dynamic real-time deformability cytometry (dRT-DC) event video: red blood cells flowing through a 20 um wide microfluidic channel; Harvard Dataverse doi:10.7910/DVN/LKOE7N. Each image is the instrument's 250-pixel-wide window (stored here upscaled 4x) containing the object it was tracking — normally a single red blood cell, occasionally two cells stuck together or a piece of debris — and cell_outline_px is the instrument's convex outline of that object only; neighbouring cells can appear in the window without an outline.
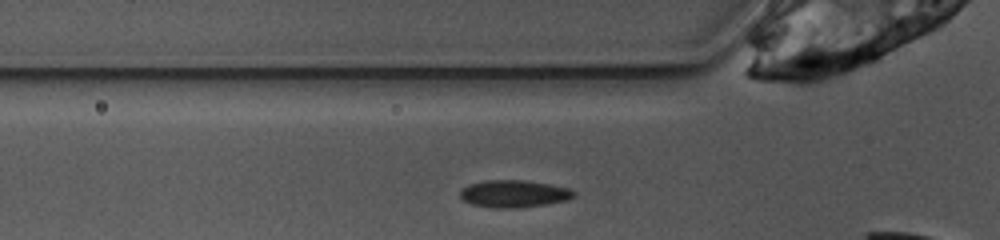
{"species": "common noctule bat (a hibernating species)", "species_latin": "Nyctalus noctula", "temperature_condition": "warm", "stored_images_in_passage": 4, "camera_frame_rate_fps": 3000, "um_per_image_px": 0.085, "animal": {"sex": "female", "body_mass_g": 10.0, "forearm_length_mm": 53.1}, "frame": {"image": 1, "passage_image": 2, "time_ms": 0.333, "image_size_px": [1000, 240], "cell_outline_px": [[576, 192], [568, 200], [548, 204], [516, 208], [496, 208], [472, 204], [464, 200], [460, 196], [460, 188], [468, 184], [488, 180], [524, 180], [548, 184], [568, 188]], "centroid_in_image_um": [43.66, 16.47], "position_along_channel_um": 82.1, "area_um2": 18.03}}